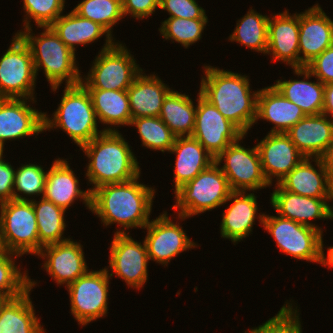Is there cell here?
<instances>
[{
  "mask_svg": "<svg viewBox=\"0 0 333 333\" xmlns=\"http://www.w3.org/2000/svg\"><path fill=\"white\" fill-rule=\"evenodd\" d=\"M36 99L0 98V148L17 139L38 136L44 132V113L33 105ZM29 103V104H28ZM32 105V107H31Z\"/></svg>",
  "mask_w": 333,
  "mask_h": 333,
  "instance_id": "16",
  "label": "cell"
},
{
  "mask_svg": "<svg viewBox=\"0 0 333 333\" xmlns=\"http://www.w3.org/2000/svg\"><path fill=\"white\" fill-rule=\"evenodd\" d=\"M43 168L42 165H38L37 163L21 164L19 168H16L13 200L32 201L34 200L35 195L37 197L40 196V198L43 197L46 175L48 172V170L45 171ZM28 196L32 198L29 199Z\"/></svg>",
  "mask_w": 333,
  "mask_h": 333,
  "instance_id": "40",
  "label": "cell"
},
{
  "mask_svg": "<svg viewBox=\"0 0 333 333\" xmlns=\"http://www.w3.org/2000/svg\"><path fill=\"white\" fill-rule=\"evenodd\" d=\"M298 79H278L273 86L289 101L299 106L305 115H318L323 113L324 84L316 78L311 81L313 74L306 68H292ZM303 79H299L300 77ZM310 80V81H309Z\"/></svg>",
  "mask_w": 333,
  "mask_h": 333,
  "instance_id": "28",
  "label": "cell"
},
{
  "mask_svg": "<svg viewBox=\"0 0 333 333\" xmlns=\"http://www.w3.org/2000/svg\"><path fill=\"white\" fill-rule=\"evenodd\" d=\"M37 280L29 278V289L22 295L8 299L0 310V333H47L36 316L30 298Z\"/></svg>",
  "mask_w": 333,
  "mask_h": 333,
  "instance_id": "31",
  "label": "cell"
},
{
  "mask_svg": "<svg viewBox=\"0 0 333 333\" xmlns=\"http://www.w3.org/2000/svg\"><path fill=\"white\" fill-rule=\"evenodd\" d=\"M197 103L189 95L172 90L164 99L159 117L176 137L191 136L195 128Z\"/></svg>",
  "mask_w": 333,
  "mask_h": 333,
  "instance_id": "33",
  "label": "cell"
},
{
  "mask_svg": "<svg viewBox=\"0 0 333 333\" xmlns=\"http://www.w3.org/2000/svg\"><path fill=\"white\" fill-rule=\"evenodd\" d=\"M231 192L226 176L215 161L174 192L175 205L171 209L177 211L178 216L174 219L185 221L187 218L225 206Z\"/></svg>",
  "mask_w": 333,
  "mask_h": 333,
  "instance_id": "6",
  "label": "cell"
},
{
  "mask_svg": "<svg viewBox=\"0 0 333 333\" xmlns=\"http://www.w3.org/2000/svg\"><path fill=\"white\" fill-rule=\"evenodd\" d=\"M32 205L36 215L39 252L42 247L55 243L64 242L70 239L64 237L66 225V210L56 206L52 201L41 197L39 201L36 198L32 200Z\"/></svg>",
  "mask_w": 333,
  "mask_h": 333,
  "instance_id": "34",
  "label": "cell"
},
{
  "mask_svg": "<svg viewBox=\"0 0 333 333\" xmlns=\"http://www.w3.org/2000/svg\"><path fill=\"white\" fill-rule=\"evenodd\" d=\"M50 27L74 53H76L77 46L94 43L103 35L106 40L101 51L116 42V39L99 23L81 17L73 10L59 16Z\"/></svg>",
  "mask_w": 333,
  "mask_h": 333,
  "instance_id": "29",
  "label": "cell"
},
{
  "mask_svg": "<svg viewBox=\"0 0 333 333\" xmlns=\"http://www.w3.org/2000/svg\"><path fill=\"white\" fill-rule=\"evenodd\" d=\"M61 96L52 116L44 113V132L61 129L80 148L104 132L98 129L92 99L82 84L65 86Z\"/></svg>",
  "mask_w": 333,
  "mask_h": 333,
  "instance_id": "5",
  "label": "cell"
},
{
  "mask_svg": "<svg viewBox=\"0 0 333 333\" xmlns=\"http://www.w3.org/2000/svg\"><path fill=\"white\" fill-rule=\"evenodd\" d=\"M175 154L174 192L215 162V158L192 136L176 137L168 152Z\"/></svg>",
  "mask_w": 333,
  "mask_h": 333,
  "instance_id": "30",
  "label": "cell"
},
{
  "mask_svg": "<svg viewBox=\"0 0 333 333\" xmlns=\"http://www.w3.org/2000/svg\"><path fill=\"white\" fill-rule=\"evenodd\" d=\"M333 45V19L319 3L299 13V68ZM302 55V56H301Z\"/></svg>",
  "mask_w": 333,
  "mask_h": 333,
  "instance_id": "19",
  "label": "cell"
},
{
  "mask_svg": "<svg viewBox=\"0 0 333 333\" xmlns=\"http://www.w3.org/2000/svg\"><path fill=\"white\" fill-rule=\"evenodd\" d=\"M255 145L263 173L271 186L272 181L278 184L305 158L286 133H268Z\"/></svg>",
  "mask_w": 333,
  "mask_h": 333,
  "instance_id": "20",
  "label": "cell"
},
{
  "mask_svg": "<svg viewBox=\"0 0 333 333\" xmlns=\"http://www.w3.org/2000/svg\"><path fill=\"white\" fill-rule=\"evenodd\" d=\"M276 215L264 214L262 226L276 242V248L299 261L318 263L330 269L331 246L327 247L326 256L324 234L312 227Z\"/></svg>",
  "mask_w": 333,
  "mask_h": 333,
  "instance_id": "7",
  "label": "cell"
},
{
  "mask_svg": "<svg viewBox=\"0 0 333 333\" xmlns=\"http://www.w3.org/2000/svg\"><path fill=\"white\" fill-rule=\"evenodd\" d=\"M268 15H262L255 9L247 11L242 18L236 21V27L229 35L228 41L239 43L253 52L266 55L268 43Z\"/></svg>",
  "mask_w": 333,
  "mask_h": 333,
  "instance_id": "35",
  "label": "cell"
},
{
  "mask_svg": "<svg viewBox=\"0 0 333 333\" xmlns=\"http://www.w3.org/2000/svg\"><path fill=\"white\" fill-rule=\"evenodd\" d=\"M200 95L245 135L255 125L257 96L252 91L248 75L218 67L203 66Z\"/></svg>",
  "mask_w": 333,
  "mask_h": 333,
  "instance_id": "2",
  "label": "cell"
},
{
  "mask_svg": "<svg viewBox=\"0 0 333 333\" xmlns=\"http://www.w3.org/2000/svg\"><path fill=\"white\" fill-rule=\"evenodd\" d=\"M140 176L127 182L106 184L91 192L90 211L104 226L118 225L114 234H129L130 229H144L150 222L156 189L138 181Z\"/></svg>",
  "mask_w": 333,
  "mask_h": 333,
  "instance_id": "1",
  "label": "cell"
},
{
  "mask_svg": "<svg viewBox=\"0 0 333 333\" xmlns=\"http://www.w3.org/2000/svg\"><path fill=\"white\" fill-rule=\"evenodd\" d=\"M109 251V266L105 267L109 277L117 276L131 289L143 288L150 263L144 241H135L130 234H114Z\"/></svg>",
  "mask_w": 333,
  "mask_h": 333,
  "instance_id": "13",
  "label": "cell"
},
{
  "mask_svg": "<svg viewBox=\"0 0 333 333\" xmlns=\"http://www.w3.org/2000/svg\"><path fill=\"white\" fill-rule=\"evenodd\" d=\"M324 85L333 83V45L305 66Z\"/></svg>",
  "mask_w": 333,
  "mask_h": 333,
  "instance_id": "43",
  "label": "cell"
},
{
  "mask_svg": "<svg viewBox=\"0 0 333 333\" xmlns=\"http://www.w3.org/2000/svg\"><path fill=\"white\" fill-rule=\"evenodd\" d=\"M38 28L43 32L36 36L32 27L16 32L31 51L36 76L42 69L54 93L63 82L65 86L81 84L83 74L81 75L78 67L76 54L64 44L50 26Z\"/></svg>",
  "mask_w": 333,
  "mask_h": 333,
  "instance_id": "4",
  "label": "cell"
},
{
  "mask_svg": "<svg viewBox=\"0 0 333 333\" xmlns=\"http://www.w3.org/2000/svg\"><path fill=\"white\" fill-rule=\"evenodd\" d=\"M160 0H121L123 15L136 20L149 18L159 9Z\"/></svg>",
  "mask_w": 333,
  "mask_h": 333,
  "instance_id": "44",
  "label": "cell"
},
{
  "mask_svg": "<svg viewBox=\"0 0 333 333\" xmlns=\"http://www.w3.org/2000/svg\"><path fill=\"white\" fill-rule=\"evenodd\" d=\"M90 270L66 287L71 314L82 327L108 314L111 278L105 267Z\"/></svg>",
  "mask_w": 333,
  "mask_h": 333,
  "instance_id": "10",
  "label": "cell"
},
{
  "mask_svg": "<svg viewBox=\"0 0 333 333\" xmlns=\"http://www.w3.org/2000/svg\"><path fill=\"white\" fill-rule=\"evenodd\" d=\"M311 162H315V166ZM278 184L293 194L311 198H333V180L320 158L305 157Z\"/></svg>",
  "mask_w": 333,
  "mask_h": 333,
  "instance_id": "24",
  "label": "cell"
},
{
  "mask_svg": "<svg viewBox=\"0 0 333 333\" xmlns=\"http://www.w3.org/2000/svg\"><path fill=\"white\" fill-rule=\"evenodd\" d=\"M253 192L232 191L226 203L232 202L228 208L223 210L222 221L220 222V235L224 239H229L233 244L243 241L253 232V225L259 219L263 226L265 213H258L259 205L257 195Z\"/></svg>",
  "mask_w": 333,
  "mask_h": 333,
  "instance_id": "21",
  "label": "cell"
},
{
  "mask_svg": "<svg viewBox=\"0 0 333 333\" xmlns=\"http://www.w3.org/2000/svg\"><path fill=\"white\" fill-rule=\"evenodd\" d=\"M168 215L167 211H163L144 227L147 234L143 241L149 260L164 267L182 252L199 246L187 236L182 225L178 221L175 223Z\"/></svg>",
  "mask_w": 333,
  "mask_h": 333,
  "instance_id": "14",
  "label": "cell"
},
{
  "mask_svg": "<svg viewBox=\"0 0 333 333\" xmlns=\"http://www.w3.org/2000/svg\"><path fill=\"white\" fill-rule=\"evenodd\" d=\"M129 126L136 127L142 147L164 153L169 152L174 145L176 136L160 117L134 118Z\"/></svg>",
  "mask_w": 333,
  "mask_h": 333,
  "instance_id": "36",
  "label": "cell"
},
{
  "mask_svg": "<svg viewBox=\"0 0 333 333\" xmlns=\"http://www.w3.org/2000/svg\"><path fill=\"white\" fill-rule=\"evenodd\" d=\"M66 0H23V10L25 15L23 27L20 30L33 26L31 21L35 22L37 27L50 26L65 10Z\"/></svg>",
  "mask_w": 333,
  "mask_h": 333,
  "instance_id": "41",
  "label": "cell"
},
{
  "mask_svg": "<svg viewBox=\"0 0 333 333\" xmlns=\"http://www.w3.org/2000/svg\"><path fill=\"white\" fill-rule=\"evenodd\" d=\"M272 16V17H271ZM268 20L267 52L272 62L299 68V12L271 14Z\"/></svg>",
  "mask_w": 333,
  "mask_h": 333,
  "instance_id": "22",
  "label": "cell"
},
{
  "mask_svg": "<svg viewBox=\"0 0 333 333\" xmlns=\"http://www.w3.org/2000/svg\"><path fill=\"white\" fill-rule=\"evenodd\" d=\"M2 153H4V151L0 148V155H1Z\"/></svg>",
  "mask_w": 333,
  "mask_h": 333,
  "instance_id": "50",
  "label": "cell"
},
{
  "mask_svg": "<svg viewBox=\"0 0 333 333\" xmlns=\"http://www.w3.org/2000/svg\"><path fill=\"white\" fill-rule=\"evenodd\" d=\"M208 24V19H184L168 17L161 22L159 32L163 39L177 42L185 49L198 42Z\"/></svg>",
  "mask_w": 333,
  "mask_h": 333,
  "instance_id": "38",
  "label": "cell"
},
{
  "mask_svg": "<svg viewBox=\"0 0 333 333\" xmlns=\"http://www.w3.org/2000/svg\"><path fill=\"white\" fill-rule=\"evenodd\" d=\"M20 257L22 256L0 247V293L9 299L18 297L29 289L28 271L21 272L23 268L15 263Z\"/></svg>",
  "mask_w": 333,
  "mask_h": 333,
  "instance_id": "39",
  "label": "cell"
},
{
  "mask_svg": "<svg viewBox=\"0 0 333 333\" xmlns=\"http://www.w3.org/2000/svg\"><path fill=\"white\" fill-rule=\"evenodd\" d=\"M142 70L125 43L118 40L95 56L81 84L86 89L127 90Z\"/></svg>",
  "mask_w": 333,
  "mask_h": 333,
  "instance_id": "8",
  "label": "cell"
},
{
  "mask_svg": "<svg viewBox=\"0 0 333 333\" xmlns=\"http://www.w3.org/2000/svg\"><path fill=\"white\" fill-rule=\"evenodd\" d=\"M159 9L168 12L169 17L208 19L206 10L196 0H160Z\"/></svg>",
  "mask_w": 333,
  "mask_h": 333,
  "instance_id": "42",
  "label": "cell"
},
{
  "mask_svg": "<svg viewBox=\"0 0 333 333\" xmlns=\"http://www.w3.org/2000/svg\"><path fill=\"white\" fill-rule=\"evenodd\" d=\"M69 165L67 159L59 157L52 162L46 175L43 198L66 211L79 198L90 211L91 191L80 189L79 177Z\"/></svg>",
  "mask_w": 333,
  "mask_h": 333,
  "instance_id": "23",
  "label": "cell"
},
{
  "mask_svg": "<svg viewBox=\"0 0 333 333\" xmlns=\"http://www.w3.org/2000/svg\"><path fill=\"white\" fill-rule=\"evenodd\" d=\"M286 134L308 158H319L333 141V120L325 114L306 115Z\"/></svg>",
  "mask_w": 333,
  "mask_h": 333,
  "instance_id": "26",
  "label": "cell"
},
{
  "mask_svg": "<svg viewBox=\"0 0 333 333\" xmlns=\"http://www.w3.org/2000/svg\"><path fill=\"white\" fill-rule=\"evenodd\" d=\"M9 298L3 294V293H0V310L2 308V306L7 302Z\"/></svg>",
  "mask_w": 333,
  "mask_h": 333,
  "instance_id": "48",
  "label": "cell"
},
{
  "mask_svg": "<svg viewBox=\"0 0 333 333\" xmlns=\"http://www.w3.org/2000/svg\"><path fill=\"white\" fill-rule=\"evenodd\" d=\"M270 204L275 212L284 218L312 227L323 234L322 227L313 223L316 220H333V198H311L284 190L279 184L274 185ZM332 202V204L330 203ZM312 220V221H311ZM311 221V222H310Z\"/></svg>",
  "mask_w": 333,
  "mask_h": 333,
  "instance_id": "17",
  "label": "cell"
},
{
  "mask_svg": "<svg viewBox=\"0 0 333 333\" xmlns=\"http://www.w3.org/2000/svg\"><path fill=\"white\" fill-rule=\"evenodd\" d=\"M87 91L92 99L98 122L106 125L104 131L117 132L119 131L117 127L130 125L132 117L127 90L87 89Z\"/></svg>",
  "mask_w": 333,
  "mask_h": 333,
  "instance_id": "32",
  "label": "cell"
},
{
  "mask_svg": "<svg viewBox=\"0 0 333 333\" xmlns=\"http://www.w3.org/2000/svg\"><path fill=\"white\" fill-rule=\"evenodd\" d=\"M319 158L323 164V167L328 172V175L333 180V141L328 145V147Z\"/></svg>",
  "mask_w": 333,
  "mask_h": 333,
  "instance_id": "47",
  "label": "cell"
},
{
  "mask_svg": "<svg viewBox=\"0 0 333 333\" xmlns=\"http://www.w3.org/2000/svg\"><path fill=\"white\" fill-rule=\"evenodd\" d=\"M0 155V203L13 200L14 167Z\"/></svg>",
  "mask_w": 333,
  "mask_h": 333,
  "instance_id": "45",
  "label": "cell"
},
{
  "mask_svg": "<svg viewBox=\"0 0 333 333\" xmlns=\"http://www.w3.org/2000/svg\"><path fill=\"white\" fill-rule=\"evenodd\" d=\"M306 115L285 98L273 85L259 89L255 124L258 120L274 125L268 133H286Z\"/></svg>",
  "mask_w": 333,
  "mask_h": 333,
  "instance_id": "25",
  "label": "cell"
},
{
  "mask_svg": "<svg viewBox=\"0 0 333 333\" xmlns=\"http://www.w3.org/2000/svg\"><path fill=\"white\" fill-rule=\"evenodd\" d=\"M142 72L127 89L131 117H159L165 97L173 90L158 74Z\"/></svg>",
  "mask_w": 333,
  "mask_h": 333,
  "instance_id": "27",
  "label": "cell"
},
{
  "mask_svg": "<svg viewBox=\"0 0 333 333\" xmlns=\"http://www.w3.org/2000/svg\"><path fill=\"white\" fill-rule=\"evenodd\" d=\"M73 11L79 16L99 23L111 36L113 27L124 18L121 0H82Z\"/></svg>",
  "mask_w": 333,
  "mask_h": 333,
  "instance_id": "37",
  "label": "cell"
},
{
  "mask_svg": "<svg viewBox=\"0 0 333 333\" xmlns=\"http://www.w3.org/2000/svg\"><path fill=\"white\" fill-rule=\"evenodd\" d=\"M0 247L24 256L39 253L36 215L32 201L0 203Z\"/></svg>",
  "mask_w": 333,
  "mask_h": 333,
  "instance_id": "9",
  "label": "cell"
},
{
  "mask_svg": "<svg viewBox=\"0 0 333 333\" xmlns=\"http://www.w3.org/2000/svg\"><path fill=\"white\" fill-rule=\"evenodd\" d=\"M323 114L333 120V83L324 85Z\"/></svg>",
  "mask_w": 333,
  "mask_h": 333,
  "instance_id": "46",
  "label": "cell"
},
{
  "mask_svg": "<svg viewBox=\"0 0 333 333\" xmlns=\"http://www.w3.org/2000/svg\"><path fill=\"white\" fill-rule=\"evenodd\" d=\"M0 58V98L36 99V72L28 45L14 33Z\"/></svg>",
  "mask_w": 333,
  "mask_h": 333,
  "instance_id": "11",
  "label": "cell"
},
{
  "mask_svg": "<svg viewBox=\"0 0 333 333\" xmlns=\"http://www.w3.org/2000/svg\"><path fill=\"white\" fill-rule=\"evenodd\" d=\"M131 148L120 131H104L80 148L89 159L85 178L92 185L91 192L106 184L130 181L141 174Z\"/></svg>",
  "mask_w": 333,
  "mask_h": 333,
  "instance_id": "3",
  "label": "cell"
},
{
  "mask_svg": "<svg viewBox=\"0 0 333 333\" xmlns=\"http://www.w3.org/2000/svg\"><path fill=\"white\" fill-rule=\"evenodd\" d=\"M83 248L80 242L70 238L42 247L36 256L44 260L41 269H45L58 286L67 287L89 270Z\"/></svg>",
  "mask_w": 333,
  "mask_h": 333,
  "instance_id": "18",
  "label": "cell"
},
{
  "mask_svg": "<svg viewBox=\"0 0 333 333\" xmlns=\"http://www.w3.org/2000/svg\"><path fill=\"white\" fill-rule=\"evenodd\" d=\"M196 101L195 128L191 136L216 158L226 147L237 142L245 134L205 100L200 92Z\"/></svg>",
  "mask_w": 333,
  "mask_h": 333,
  "instance_id": "15",
  "label": "cell"
},
{
  "mask_svg": "<svg viewBox=\"0 0 333 333\" xmlns=\"http://www.w3.org/2000/svg\"><path fill=\"white\" fill-rule=\"evenodd\" d=\"M330 269H333V246H331V253H330Z\"/></svg>",
  "mask_w": 333,
  "mask_h": 333,
  "instance_id": "49",
  "label": "cell"
},
{
  "mask_svg": "<svg viewBox=\"0 0 333 333\" xmlns=\"http://www.w3.org/2000/svg\"><path fill=\"white\" fill-rule=\"evenodd\" d=\"M245 136L247 135L226 147L215 158V161L226 176L232 191H253L255 193L259 189L270 188L271 185L263 173L256 145L252 148L241 145Z\"/></svg>",
  "mask_w": 333,
  "mask_h": 333,
  "instance_id": "12",
  "label": "cell"
}]
</instances>
